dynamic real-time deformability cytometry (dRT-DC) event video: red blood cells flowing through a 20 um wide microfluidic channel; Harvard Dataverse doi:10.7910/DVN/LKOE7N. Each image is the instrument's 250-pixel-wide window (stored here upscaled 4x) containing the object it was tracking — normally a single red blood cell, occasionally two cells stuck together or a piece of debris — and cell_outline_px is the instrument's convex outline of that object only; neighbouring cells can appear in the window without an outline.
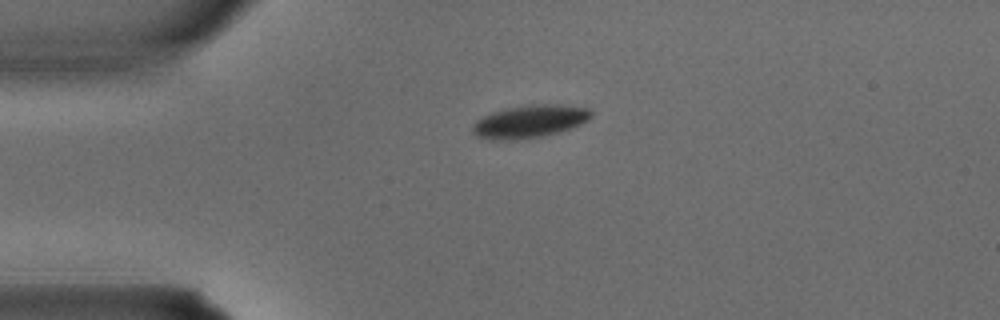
{"species": "common noctule bat (a hibernating species)", "species_latin": "Nyctalus noctula", "temperature_condition": "warm", "stored_images_in_passage": 4, "camera_frame_rate_fps": 3000, "um_per_image_px": 0.085, "animal": {"sex": "male", "body_mass_g": 15.6}, "frame": {"image": 1, "passage_image": 4, "time_ms": 1.0, "image_size_px": [1000, 320], "cell_outline_px": [[592, 116], [588, 120], [572, 128], [560, 132], [540, 136], [504, 140], [492, 140], [476, 136], [472, 132], [472, 124], [476, 120], [492, 112], [508, 108], [532, 104], [560, 104], [588, 108], [592, 112]], "centroid_in_image_um": [45.02, 10.31], "position_along_channel_um": 40.0, "area_um2": 22.54}}